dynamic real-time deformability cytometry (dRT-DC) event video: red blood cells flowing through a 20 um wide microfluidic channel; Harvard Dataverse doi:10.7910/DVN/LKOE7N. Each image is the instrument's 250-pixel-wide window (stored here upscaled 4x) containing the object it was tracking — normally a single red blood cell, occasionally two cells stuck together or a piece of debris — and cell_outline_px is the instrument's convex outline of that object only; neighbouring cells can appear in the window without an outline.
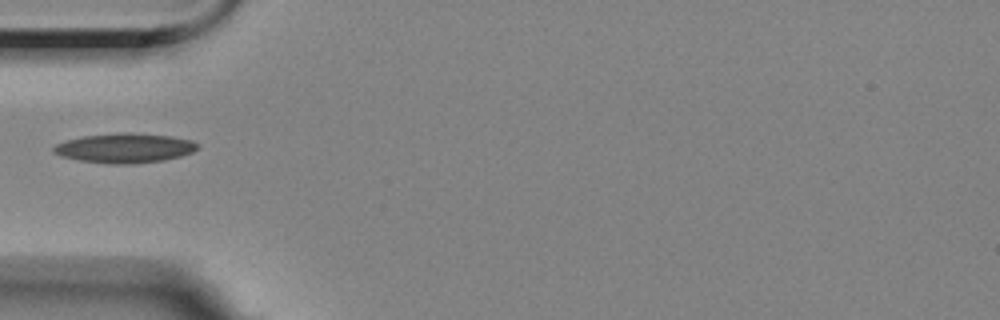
{"species": "Egyptian fruit bat (a non-hibernating species)", "species_latin": "Rousettus aegyptiacus", "temperature_condition": "room temperature", "stored_images_in_passage": 27, "camera_frame_rate_fps": 3000, "um_per_image_px": 0.085, "animal": {"sex": "female"}, "frame": {"image": 1, "passage_image": 1, "time_ms": 0.0, "image_size_px": [1000, 320], "cell_outline_px": [[200, 144], [192, 152], [180, 156], [164, 160], [124, 164], [116, 164], [80, 160], [60, 156], [52, 152], [52, 148], [56, 144], [68, 140], [84, 136], [116, 132], [132, 132], [172, 136], [192, 140]], "centroid_in_image_um": [10.6, 12.56], "position_along_channel_um": 74.4, "area_um2": 24.74}}
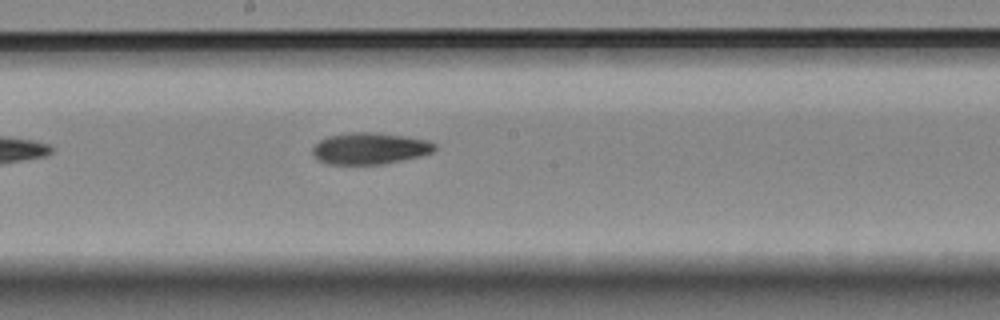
{"frame": {"image": 2, "passage_image": 13, "time_ms": 4.0, "image_size_px": [1000, 320], "cell_outline_px": [[436, 148], [432, 152], [420, 156], [380, 164], [328, 164], [320, 160], [312, 152], [312, 148], [320, 140], [328, 136], [352, 132], [372, 132], [404, 136], [428, 140], [436, 144]], "centroid_in_image_um": [31.44, 12.61], "position_along_channel_um": 216.8, "area_um2": 22.2}}
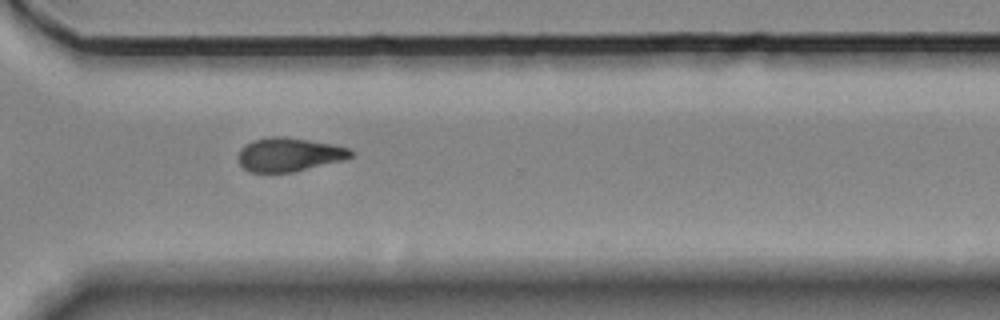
{"frame": {"image": 3, "passage_image": 24, "time_ms": 7.667, "image_size_px": [1000, 320], "cell_outline_px": [[352, 156], [340, 160], [292, 172], [248, 172], [240, 164], [240, 148], [244, 144], [252, 140], [268, 136], [284, 136], [332, 144], [348, 148], [352, 152]], "centroid_in_image_um": [24.51, 13.12], "position_along_channel_um": 346.1, "area_um2": 21.79}}